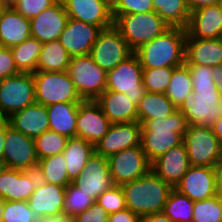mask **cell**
<instances>
[{"label": "cell", "mask_w": 222, "mask_h": 222, "mask_svg": "<svg viewBox=\"0 0 222 222\" xmlns=\"http://www.w3.org/2000/svg\"><path fill=\"white\" fill-rule=\"evenodd\" d=\"M193 82L191 91L178 109L188 124L211 126L222 116V98L213 80L212 67L188 65Z\"/></svg>", "instance_id": "obj_1"}, {"label": "cell", "mask_w": 222, "mask_h": 222, "mask_svg": "<svg viewBox=\"0 0 222 222\" xmlns=\"http://www.w3.org/2000/svg\"><path fill=\"white\" fill-rule=\"evenodd\" d=\"M188 122L178 109L167 118L147 120L141 127L140 144L150 163L183 142Z\"/></svg>", "instance_id": "obj_2"}, {"label": "cell", "mask_w": 222, "mask_h": 222, "mask_svg": "<svg viewBox=\"0 0 222 222\" xmlns=\"http://www.w3.org/2000/svg\"><path fill=\"white\" fill-rule=\"evenodd\" d=\"M186 30L170 27L134 51L143 69L177 67L185 63Z\"/></svg>", "instance_id": "obj_3"}, {"label": "cell", "mask_w": 222, "mask_h": 222, "mask_svg": "<svg viewBox=\"0 0 222 222\" xmlns=\"http://www.w3.org/2000/svg\"><path fill=\"white\" fill-rule=\"evenodd\" d=\"M126 207L139 216L162 212L173 187L150 170L145 176L121 185Z\"/></svg>", "instance_id": "obj_4"}, {"label": "cell", "mask_w": 222, "mask_h": 222, "mask_svg": "<svg viewBox=\"0 0 222 222\" xmlns=\"http://www.w3.org/2000/svg\"><path fill=\"white\" fill-rule=\"evenodd\" d=\"M112 16L113 26L133 52L170 28L155 11Z\"/></svg>", "instance_id": "obj_5"}, {"label": "cell", "mask_w": 222, "mask_h": 222, "mask_svg": "<svg viewBox=\"0 0 222 222\" xmlns=\"http://www.w3.org/2000/svg\"><path fill=\"white\" fill-rule=\"evenodd\" d=\"M183 143L190 166L215 168L222 161V146L211 126L189 124Z\"/></svg>", "instance_id": "obj_6"}, {"label": "cell", "mask_w": 222, "mask_h": 222, "mask_svg": "<svg viewBox=\"0 0 222 222\" xmlns=\"http://www.w3.org/2000/svg\"><path fill=\"white\" fill-rule=\"evenodd\" d=\"M67 72L83 100H96L106 90L107 72L90 54L71 57Z\"/></svg>", "instance_id": "obj_7"}, {"label": "cell", "mask_w": 222, "mask_h": 222, "mask_svg": "<svg viewBox=\"0 0 222 222\" xmlns=\"http://www.w3.org/2000/svg\"><path fill=\"white\" fill-rule=\"evenodd\" d=\"M36 103L44 106L60 102L80 103L79 96L67 71L32 73Z\"/></svg>", "instance_id": "obj_8"}, {"label": "cell", "mask_w": 222, "mask_h": 222, "mask_svg": "<svg viewBox=\"0 0 222 222\" xmlns=\"http://www.w3.org/2000/svg\"><path fill=\"white\" fill-rule=\"evenodd\" d=\"M106 90L125 93L138 106L147 91L143 85V68L134 52L107 72Z\"/></svg>", "instance_id": "obj_9"}, {"label": "cell", "mask_w": 222, "mask_h": 222, "mask_svg": "<svg viewBox=\"0 0 222 222\" xmlns=\"http://www.w3.org/2000/svg\"><path fill=\"white\" fill-rule=\"evenodd\" d=\"M36 103L32 73H19L0 80V116L11 114Z\"/></svg>", "instance_id": "obj_10"}, {"label": "cell", "mask_w": 222, "mask_h": 222, "mask_svg": "<svg viewBox=\"0 0 222 222\" xmlns=\"http://www.w3.org/2000/svg\"><path fill=\"white\" fill-rule=\"evenodd\" d=\"M107 159L114 185L121 186L137 180L151 170V163L148 161L141 144L114 153Z\"/></svg>", "instance_id": "obj_11"}, {"label": "cell", "mask_w": 222, "mask_h": 222, "mask_svg": "<svg viewBox=\"0 0 222 222\" xmlns=\"http://www.w3.org/2000/svg\"><path fill=\"white\" fill-rule=\"evenodd\" d=\"M133 51L126 40L114 27L103 29L92 46L90 55L93 61L108 72L129 57Z\"/></svg>", "instance_id": "obj_12"}, {"label": "cell", "mask_w": 222, "mask_h": 222, "mask_svg": "<svg viewBox=\"0 0 222 222\" xmlns=\"http://www.w3.org/2000/svg\"><path fill=\"white\" fill-rule=\"evenodd\" d=\"M3 162L10 169L36 170L38 158L34 138L9 126L6 119Z\"/></svg>", "instance_id": "obj_13"}, {"label": "cell", "mask_w": 222, "mask_h": 222, "mask_svg": "<svg viewBox=\"0 0 222 222\" xmlns=\"http://www.w3.org/2000/svg\"><path fill=\"white\" fill-rule=\"evenodd\" d=\"M72 183L96 201L100 195L114 185L107 157L95 152L85 164L80 176Z\"/></svg>", "instance_id": "obj_14"}, {"label": "cell", "mask_w": 222, "mask_h": 222, "mask_svg": "<svg viewBox=\"0 0 222 222\" xmlns=\"http://www.w3.org/2000/svg\"><path fill=\"white\" fill-rule=\"evenodd\" d=\"M66 187L39 181L27 200L29 208L39 219L64 216Z\"/></svg>", "instance_id": "obj_15"}, {"label": "cell", "mask_w": 222, "mask_h": 222, "mask_svg": "<svg viewBox=\"0 0 222 222\" xmlns=\"http://www.w3.org/2000/svg\"><path fill=\"white\" fill-rule=\"evenodd\" d=\"M174 189L192 201L206 200L216 196L215 168L190 166Z\"/></svg>", "instance_id": "obj_16"}, {"label": "cell", "mask_w": 222, "mask_h": 222, "mask_svg": "<svg viewBox=\"0 0 222 222\" xmlns=\"http://www.w3.org/2000/svg\"><path fill=\"white\" fill-rule=\"evenodd\" d=\"M112 123L95 100H82L78 106L77 137L96 145Z\"/></svg>", "instance_id": "obj_17"}, {"label": "cell", "mask_w": 222, "mask_h": 222, "mask_svg": "<svg viewBox=\"0 0 222 222\" xmlns=\"http://www.w3.org/2000/svg\"><path fill=\"white\" fill-rule=\"evenodd\" d=\"M69 18L99 26H113L111 0H61Z\"/></svg>", "instance_id": "obj_18"}, {"label": "cell", "mask_w": 222, "mask_h": 222, "mask_svg": "<svg viewBox=\"0 0 222 222\" xmlns=\"http://www.w3.org/2000/svg\"><path fill=\"white\" fill-rule=\"evenodd\" d=\"M141 127L138 122L112 123L107 134L95 145V152L105 157L140 145Z\"/></svg>", "instance_id": "obj_19"}, {"label": "cell", "mask_w": 222, "mask_h": 222, "mask_svg": "<svg viewBox=\"0 0 222 222\" xmlns=\"http://www.w3.org/2000/svg\"><path fill=\"white\" fill-rule=\"evenodd\" d=\"M101 31L99 26L69 18L59 41L71 57L87 55Z\"/></svg>", "instance_id": "obj_20"}, {"label": "cell", "mask_w": 222, "mask_h": 222, "mask_svg": "<svg viewBox=\"0 0 222 222\" xmlns=\"http://www.w3.org/2000/svg\"><path fill=\"white\" fill-rule=\"evenodd\" d=\"M39 182L36 170L7 168L0 176V199L27 201Z\"/></svg>", "instance_id": "obj_21"}, {"label": "cell", "mask_w": 222, "mask_h": 222, "mask_svg": "<svg viewBox=\"0 0 222 222\" xmlns=\"http://www.w3.org/2000/svg\"><path fill=\"white\" fill-rule=\"evenodd\" d=\"M68 15L61 0L30 19L31 37L42 43L59 40L68 22Z\"/></svg>", "instance_id": "obj_22"}, {"label": "cell", "mask_w": 222, "mask_h": 222, "mask_svg": "<svg viewBox=\"0 0 222 222\" xmlns=\"http://www.w3.org/2000/svg\"><path fill=\"white\" fill-rule=\"evenodd\" d=\"M186 39H214L222 36V10L218 5L204 6L190 13Z\"/></svg>", "instance_id": "obj_23"}, {"label": "cell", "mask_w": 222, "mask_h": 222, "mask_svg": "<svg viewBox=\"0 0 222 222\" xmlns=\"http://www.w3.org/2000/svg\"><path fill=\"white\" fill-rule=\"evenodd\" d=\"M190 167L184 143L174 146L151 163V170L173 188Z\"/></svg>", "instance_id": "obj_24"}, {"label": "cell", "mask_w": 222, "mask_h": 222, "mask_svg": "<svg viewBox=\"0 0 222 222\" xmlns=\"http://www.w3.org/2000/svg\"><path fill=\"white\" fill-rule=\"evenodd\" d=\"M7 120L13 129L32 138L49 130L47 108L39 103H34L11 114Z\"/></svg>", "instance_id": "obj_25"}, {"label": "cell", "mask_w": 222, "mask_h": 222, "mask_svg": "<svg viewBox=\"0 0 222 222\" xmlns=\"http://www.w3.org/2000/svg\"><path fill=\"white\" fill-rule=\"evenodd\" d=\"M95 101L111 123L138 121L137 106L125 93L105 90Z\"/></svg>", "instance_id": "obj_26"}, {"label": "cell", "mask_w": 222, "mask_h": 222, "mask_svg": "<svg viewBox=\"0 0 222 222\" xmlns=\"http://www.w3.org/2000/svg\"><path fill=\"white\" fill-rule=\"evenodd\" d=\"M29 38H31L30 19L8 6L0 16V45L12 48Z\"/></svg>", "instance_id": "obj_27"}, {"label": "cell", "mask_w": 222, "mask_h": 222, "mask_svg": "<svg viewBox=\"0 0 222 222\" xmlns=\"http://www.w3.org/2000/svg\"><path fill=\"white\" fill-rule=\"evenodd\" d=\"M185 63L214 67L222 64V39H186Z\"/></svg>", "instance_id": "obj_28"}, {"label": "cell", "mask_w": 222, "mask_h": 222, "mask_svg": "<svg viewBox=\"0 0 222 222\" xmlns=\"http://www.w3.org/2000/svg\"><path fill=\"white\" fill-rule=\"evenodd\" d=\"M80 103L60 102L46 106L49 130L68 138L77 137V115Z\"/></svg>", "instance_id": "obj_29"}, {"label": "cell", "mask_w": 222, "mask_h": 222, "mask_svg": "<svg viewBox=\"0 0 222 222\" xmlns=\"http://www.w3.org/2000/svg\"><path fill=\"white\" fill-rule=\"evenodd\" d=\"M94 153V144L79 137L68 138L63 156L67 163V174L71 182L80 176L85 164Z\"/></svg>", "instance_id": "obj_30"}, {"label": "cell", "mask_w": 222, "mask_h": 222, "mask_svg": "<svg viewBox=\"0 0 222 222\" xmlns=\"http://www.w3.org/2000/svg\"><path fill=\"white\" fill-rule=\"evenodd\" d=\"M177 110L165 93L146 92L137 106L138 122L143 125L147 120L167 118Z\"/></svg>", "instance_id": "obj_31"}, {"label": "cell", "mask_w": 222, "mask_h": 222, "mask_svg": "<svg viewBox=\"0 0 222 222\" xmlns=\"http://www.w3.org/2000/svg\"><path fill=\"white\" fill-rule=\"evenodd\" d=\"M71 56L59 40L45 42L40 53L36 72L67 71Z\"/></svg>", "instance_id": "obj_32"}, {"label": "cell", "mask_w": 222, "mask_h": 222, "mask_svg": "<svg viewBox=\"0 0 222 222\" xmlns=\"http://www.w3.org/2000/svg\"><path fill=\"white\" fill-rule=\"evenodd\" d=\"M36 171L39 181L44 183H53L64 187L71 183L67 174V163L63 153L39 160Z\"/></svg>", "instance_id": "obj_33"}, {"label": "cell", "mask_w": 222, "mask_h": 222, "mask_svg": "<svg viewBox=\"0 0 222 222\" xmlns=\"http://www.w3.org/2000/svg\"><path fill=\"white\" fill-rule=\"evenodd\" d=\"M154 11L169 27L186 28L190 10L186 0H152Z\"/></svg>", "instance_id": "obj_34"}, {"label": "cell", "mask_w": 222, "mask_h": 222, "mask_svg": "<svg viewBox=\"0 0 222 222\" xmlns=\"http://www.w3.org/2000/svg\"><path fill=\"white\" fill-rule=\"evenodd\" d=\"M43 44L35 38H29L11 49L17 69L21 73H35Z\"/></svg>", "instance_id": "obj_35"}, {"label": "cell", "mask_w": 222, "mask_h": 222, "mask_svg": "<svg viewBox=\"0 0 222 222\" xmlns=\"http://www.w3.org/2000/svg\"><path fill=\"white\" fill-rule=\"evenodd\" d=\"M193 91L190 69L186 63L174 67L173 75L165 95L178 108L186 96Z\"/></svg>", "instance_id": "obj_36"}, {"label": "cell", "mask_w": 222, "mask_h": 222, "mask_svg": "<svg viewBox=\"0 0 222 222\" xmlns=\"http://www.w3.org/2000/svg\"><path fill=\"white\" fill-rule=\"evenodd\" d=\"M193 204L194 201L173 188L162 212L173 222H189L193 218Z\"/></svg>", "instance_id": "obj_37"}, {"label": "cell", "mask_w": 222, "mask_h": 222, "mask_svg": "<svg viewBox=\"0 0 222 222\" xmlns=\"http://www.w3.org/2000/svg\"><path fill=\"white\" fill-rule=\"evenodd\" d=\"M68 137L51 130H46L34 138L35 151L38 160L63 153Z\"/></svg>", "instance_id": "obj_38"}, {"label": "cell", "mask_w": 222, "mask_h": 222, "mask_svg": "<svg viewBox=\"0 0 222 222\" xmlns=\"http://www.w3.org/2000/svg\"><path fill=\"white\" fill-rule=\"evenodd\" d=\"M95 200L80 190L72 182L66 187L64 216L74 218L86 209H88Z\"/></svg>", "instance_id": "obj_39"}, {"label": "cell", "mask_w": 222, "mask_h": 222, "mask_svg": "<svg viewBox=\"0 0 222 222\" xmlns=\"http://www.w3.org/2000/svg\"><path fill=\"white\" fill-rule=\"evenodd\" d=\"M193 220L196 222H222V199L217 195L200 201H194Z\"/></svg>", "instance_id": "obj_40"}, {"label": "cell", "mask_w": 222, "mask_h": 222, "mask_svg": "<svg viewBox=\"0 0 222 222\" xmlns=\"http://www.w3.org/2000/svg\"><path fill=\"white\" fill-rule=\"evenodd\" d=\"M174 67L143 69V85L147 92L165 93Z\"/></svg>", "instance_id": "obj_41"}, {"label": "cell", "mask_w": 222, "mask_h": 222, "mask_svg": "<svg viewBox=\"0 0 222 222\" xmlns=\"http://www.w3.org/2000/svg\"><path fill=\"white\" fill-rule=\"evenodd\" d=\"M2 222H39L27 201H4Z\"/></svg>", "instance_id": "obj_42"}, {"label": "cell", "mask_w": 222, "mask_h": 222, "mask_svg": "<svg viewBox=\"0 0 222 222\" xmlns=\"http://www.w3.org/2000/svg\"><path fill=\"white\" fill-rule=\"evenodd\" d=\"M95 202L101 205L109 215L127 208L124 192L119 185H113L100 195Z\"/></svg>", "instance_id": "obj_43"}, {"label": "cell", "mask_w": 222, "mask_h": 222, "mask_svg": "<svg viewBox=\"0 0 222 222\" xmlns=\"http://www.w3.org/2000/svg\"><path fill=\"white\" fill-rule=\"evenodd\" d=\"M112 15L137 14L154 11L152 0H111Z\"/></svg>", "instance_id": "obj_44"}, {"label": "cell", "mask_w": 222, "mask_h": 222, "mask_svg": "<svg viewBox=\"0 0 222 222\" xmlns=\"http://www.w3.org/2000/svg\"><path fill=\"white\" fill-rule=\"evenodd\" d=\"M58 0H15L11 6L27 19L42 13L45 9L54 5Z\"/></svg>", "instance_id": "obj_45"}, {"label": "cell", "mask_w": 222, "mask_h": 222, "mask_svg": "<svg viewBox=\"0 0 222 222\" xmlns=\"http://www.w3.org/2000/svg\"><path fill=\"white\" fill-rule=\"evenodd\" d=\"M109 214L98 203H93L88 209L72 218L73 222H108Z\"/></svg>", "instance_id": "obj_46"}, {"label": "cell", "mask_w": 222, "mask_h": 222, "mask_svg": "<svg viewBox=\"0 0 222 222\" xmlns=\"http://www.w3.org/2000/svg\"><path fill=\"white\" fill-rule=\"evenodd\" d=\"M20 72L15 64L11 49L8 47H0V80L7 77L15 76Z\"/></svg>", "instance_id": "obj_47"}, {"label": "cell", "mask_w": 222, "mask_h": 222, "mask_svg": "<svg viewBox=\"0 0 222 222\" xmlns=\"http://www.w3.org/2000/svg\"><path fill=\"white\" fill-rule=\"evenodd\" d=\"M139 220L140 216L128 208L110 214L108 217V222H139Z\"/></svg>", "instance_id": "obj_48"}, {"label": "cell", "mask_w": 222, "mask_h": 222, "mask_svg": "<svg viewBox=\"0 0 222 222\" xmlns=\"http://www.w3.org/2000/svg\"><path fill=\"white\" fill-rule=\"evenodd\" d=\"M139 222H173V221L163 212H157L140 216Z\"/></svg>", "instance_id": "obj_49"}, {"label": "cell", "mask_w": 222, "mask_h": 222, "mask_svg": "<svg viewBox=\"0 0 222 222\" xmlns=\"http://www.w3.org/2000/svg\"><path fill=\"white\" fill-rule=\"evenodd\" d=\"M218 2L219 0H186L190 12L204 6L218 5Z\"/></svg>", "instance_id": "obj_50"}, {"label": "cell", "mask_w": 222, "mask_h": 222, "mask_svg": "<svg viewBox=\"0 0 222 222\" xmlns=\"http://www.w3.org/2000/svg\"><path fill=\"white\" fill-rule=\"evenodd\" d=\"M213 80L222 98V64L212 67Z\"/></svg>", "instance_id": "obj_51"}, {"label": "cell", "mask_w": 222, "mask_h": 222, "mask_svg": "<svg viewBox=\"0 0 222 222\" xmlns=\"http://www.w3.org/2000/svg\"><path fill=\"white\" fill-rule=\"evenodd\" d=\"M216 195L222 199V161L215 167Z\"/></svg>", "instance_id": "obj_52"}, {"label": "cell", "mask_w": 222, "mask_h": 222, "mask_svg": "<svg viewBox=\"0 0 222 222\" xmlns=\"http://www.w3.org/2000/svg\"><path fill=\"white\" fill-rule=\"evenodd\" d=\"M5 133H6V118H2L0 120V161H3Z\"/></svg>", "instance_id": "obj_53"}, {"label": "cell", "mask_w": 222, "mask_h": 222, "mask_svg": "<svg viewBox=\"0 0 222 222\" xmlns=\"http://www.w3.org/2000/svg\"><path fill=\"white\" fill-rule=\"evenodd\" d=\"M212 130L219 139L220 144L222 146V116L219 119H217L215 123L212 125Z\"/></svg>", "instance_id": "obj_54"}, {"label": "cell", "mask_w": 222, "mask_h": 222, "mask_svg": "<svg viewBox=\"0 0 222 222\" xmlns=\"http://www.w3.org/2000/svg\"><path fill=\"white\" fill-rule=\"evenodd\" d=\"M39 222H73V220L67 216H62L57 218L39 219Z\"/></svg>", "instance_id": "obj_55"}, {"label": "cell", "mask_w": 222, "mask_h": 222, "mask_svg": "<svg viewBox=\"0 0 222 222\" xmlns=\"http://www.w3.org/2000/svg\"><path fill=\"white\" fill-rule=\"evenodd\" d=\"M3 209H4V201L0 199V222H2L3 218Z\"/></svg>", "instance_id": "obj_56"}, {"label": "cell", "mask_w": 222, "mask_h": 222, "mask_svg": "<svg viewBox=\"0 0 222 222\" xmlns=\"http://www.w3.org/2000/svg\"><path fill=\"white\" fill-rule=\"evenodd\" d=\"M7 168V165L3 161H0V176Z\"/></svg>", "instance_id": "obj_57"}, {"label": "cell", "mask_w": 222, "mask_h": 222, "mask_svg": "<svg viewBox=\"0 0 222 222\" xmlns=\"http://www.w3.org/2000/svg\"><path fill=\"white\" fill-rule=\"evenodd\" d=\"M3 2L6 6H12L15 2V0H0Z\"/></svg>", "instance_id": "obj_58"}, {"label": "cell", "mask_w": 222, "mask_h": 222, "mask_svg": "<svg viewBox=\"0 0 222 222\" xmlns=\"http://www.w3.org/2000/svg\"><path fill=\"white\" fill-rule=\"evenodd\" d=\"M3 2L0 1V16L2 15L3 11L7 8Z\"/></svg>", "instance_id": "obj_59"}, {"label": "cell", "mask_w": 222, "mask_h": 222, "mask_svg": "<svg viewBox=\"0 0 222 222\" xmlns=\"http://www.w3.org/2000/svg\"><path fill=\"white\" fill-rule=\"evenodd\" d=\"M218 6H219V7L221 8V10H222V0H219Z\"/></svg>", "instance_id": "obj_60"}]
</instances>
